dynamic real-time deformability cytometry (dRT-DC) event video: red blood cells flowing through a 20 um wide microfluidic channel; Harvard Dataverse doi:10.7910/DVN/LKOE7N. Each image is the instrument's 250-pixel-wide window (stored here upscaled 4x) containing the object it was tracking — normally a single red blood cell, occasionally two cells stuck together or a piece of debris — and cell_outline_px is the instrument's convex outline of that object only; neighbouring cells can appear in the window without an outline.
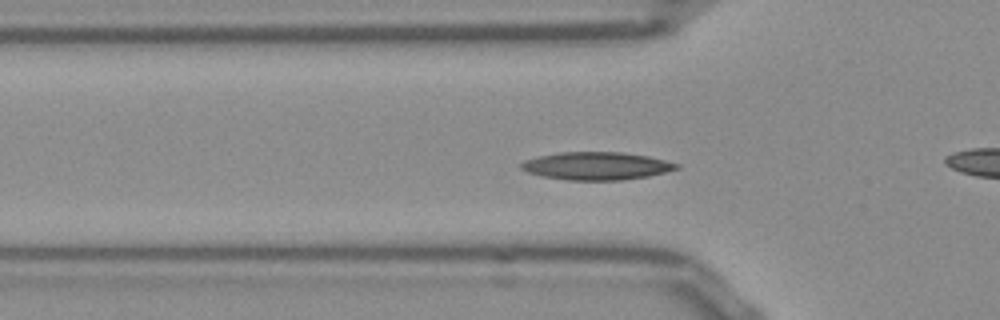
{"species": "Egyptian fruit bat (a non-hibernating species)", "species_latin": "Rousettus aegyptiacus", "temperature_condition": "room temperature", "stored_images_in_passage": 44, "camera_frame_rate_fps": 3000, "um_per_image_px": 0.085, "frame": {"image": 1, "passage_image": 7, "time_ms": 2.0, "image_size_px": [1000, 320], "cell_outline_px": [[680, 168], [648, 176], [620, 180], [568, 180], [544, 176], [528, 172], [520, 168], [520, 164], [524, 160], [540, 156], [560, 152], [624, 152], [648, 156], [680, 164]], "centroid_in_image_um": [50.71, 14.1], "position_along_channel_um": 75.1, "area_um2": 25.03}}
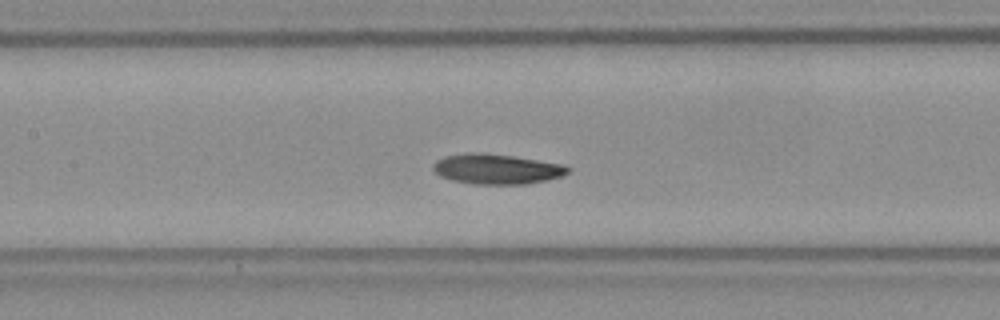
{"frame": {"image": 2, "passage_image": 14, "time_ms": 4.333, "image_size_px": [1000, 320], "cell_outline_px": [[572, 168], [568, 172], [560, 176], [548, 180], [528, 184], [472, 184], [452, 180], [440, 176], [432, 168], [432, 164], [436, 160], [444, 156], [468, 152], [480, 152], [512, 156], [564, 164]], "centroid_in_image_um": [42.21, 14.36], "position_along_channel_um": 165.2, "area_um2": 23.81}}
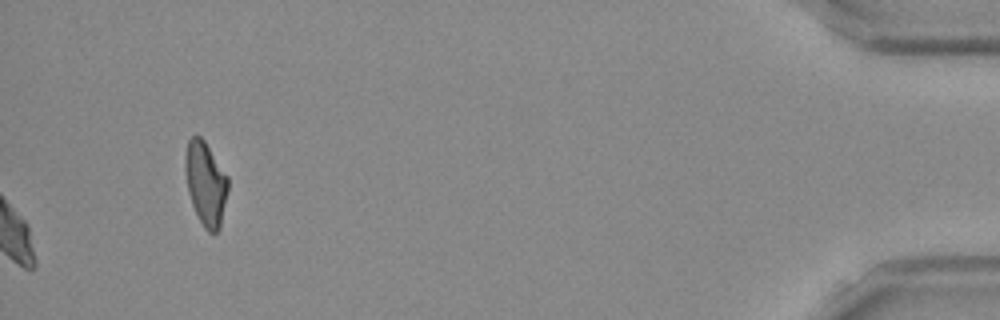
{"frame": {"image": 3, "passage_image": 44, "time_ms": 14.333, "image_size_px": [1000, 320], "cell_outline_px": [[228, 188], [220, 228], [216, 232], [208, 232], [204, 228], [192, 204], [188, 192], [184, 172], [184, 160], [188, 140], [192, 136], [200, 136], [204, 140], [228, 176]], "centroid_in_image_um": [17.47, 15.58], "position_along_channel_um": 417.7, "area_um2": 20.87}, "authors_computed_cell_mechanics": {"area_um2": 22.9466, "velocity_mm_per_s": 3.8171, "shape_relaxation_time_tau1_ms": 5.9279, "shape_relaxation_time_tau2_ms": 6.1221, "deformation_change_tau1": 0.124, "deformation_change_tau2": 0.1149}}